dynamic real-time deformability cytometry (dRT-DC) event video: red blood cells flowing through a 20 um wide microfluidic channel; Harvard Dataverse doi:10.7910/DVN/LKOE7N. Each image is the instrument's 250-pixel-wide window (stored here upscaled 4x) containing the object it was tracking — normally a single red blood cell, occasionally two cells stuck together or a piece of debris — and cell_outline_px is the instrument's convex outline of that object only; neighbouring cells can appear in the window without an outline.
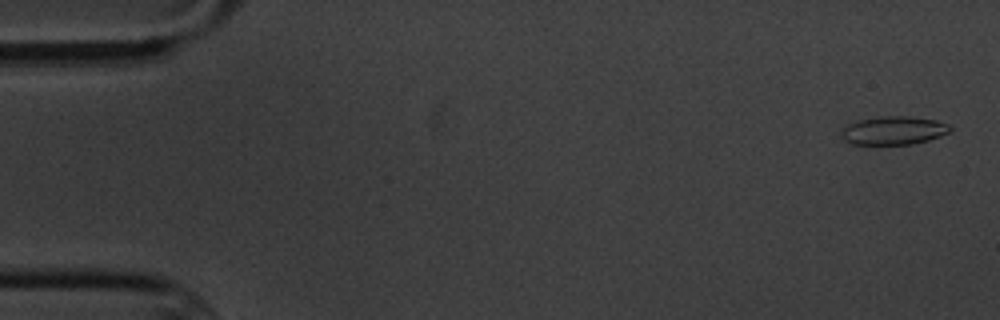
{"species": "common noctule bat (a hibernating species)", "species_latin": "Nyctalus noctula", "temperature_condition": "cold", "stored_images_in_passage": 3, "camera_frame_rate_fps": 3000, "um_per_image_px": 0.085, "animal": {"sex": "male", "body_mass_g": 20.1, "forearm_length_mm": 53.5}, "frame": {"image": 1, "passage_image": 1, "time_ms": 0.0, "image_size_px": [1000, 320], "cell_outline_px": [[952, 128], [948, 132], [940, 136], [928, 140], [912, 144], [852, 144], [844, 140], [840, 136], [840, 132], [844, 124], [860, 120], [880, 116], [908, 116], [936, 120], [948, 124]], "centroid_in_image_um": [75.9, 11.08], "position_along_channel_um": 9.1, "area_um2": 18.09}}